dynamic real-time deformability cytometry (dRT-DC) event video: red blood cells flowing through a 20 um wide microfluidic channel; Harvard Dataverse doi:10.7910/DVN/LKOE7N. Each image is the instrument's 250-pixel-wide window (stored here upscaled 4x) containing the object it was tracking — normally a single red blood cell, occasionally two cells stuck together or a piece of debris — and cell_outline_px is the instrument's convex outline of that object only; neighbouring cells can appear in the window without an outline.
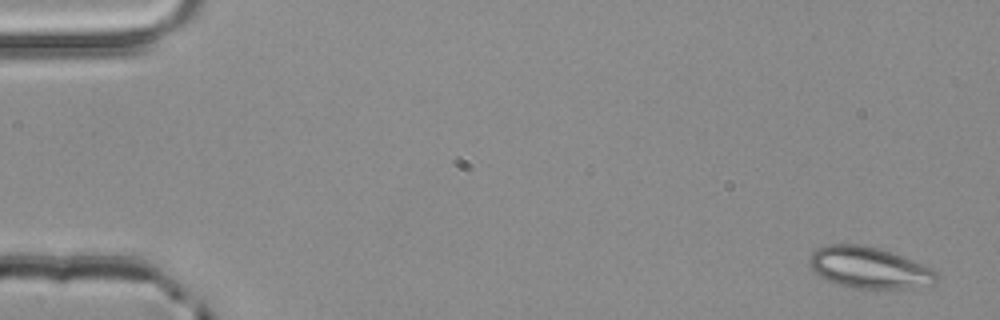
{"species": "common noctule bat (a hibernating species)", "species_latin": "Nyctalus noctula", "temperature_condition": "room temperature", "stored_images_in_passage": 4, "camera_frame_rate_fps": 3000, "um_per_image_px": 0.085, "animal": {"sex": "male", "body_mass_g": 20.4}, "frame": {"image": 1, "passage_image": 1, "time_ms": 0.0, "image_size_px": [1000, 320], "cell_outline_px": [[940, 280], [936, 284], [912, 288], [876, 292], [872, 292], [852, 288], [836, 284], [824, 280], [812, 268], [808, 260], [812, 252], [816, 248], [828, 244], [860, 244], [880, 248], [932, 268], [940, 276]], "centroid_in_image_um": [73.92, 22.81], "position_along_channel_um": 11.1, "area_um2": 31.85}}